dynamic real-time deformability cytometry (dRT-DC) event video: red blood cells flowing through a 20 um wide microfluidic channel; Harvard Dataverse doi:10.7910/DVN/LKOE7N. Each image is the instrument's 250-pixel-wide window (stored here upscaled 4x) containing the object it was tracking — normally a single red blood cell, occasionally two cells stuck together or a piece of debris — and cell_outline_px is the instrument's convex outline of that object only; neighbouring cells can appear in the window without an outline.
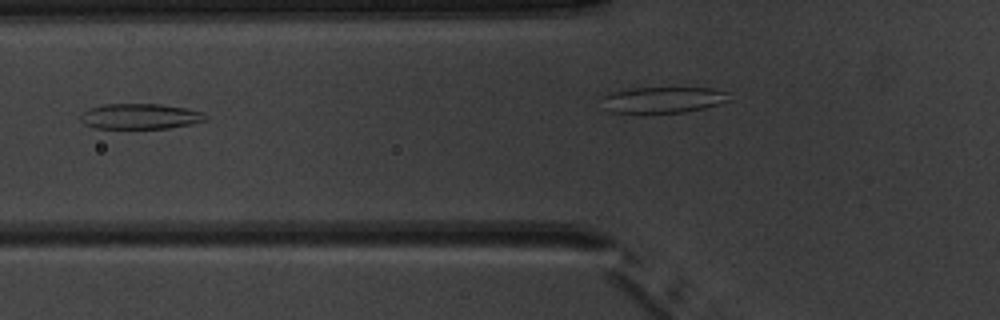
{"species": "common noctule bat (a hibernating species)", "species_latin": "Nyctalus noctula", "temperature_condition": "warm", "stored_images_in_passage": 8, "camera_frame_rate_fps": 3000, "um_per_image_px": 0.085, "animal": {"sex": "male", "body_mass_g": 20.1, "forearm_length_mm": 53.5}, "frame": {"image": 1, "passage_image": 5, "time_ms": 5.667, "image_size_px": [1000, 320], "cell_outline_px": [[208, 120], [192, 124], [168, 128], [96, 128], [84, 124], [80, 120], [80, 112], [88, 108], [104, 104], [160, 104], [188, 108], [204, 112]], "centroid_in_image_um": [11.91, 9.88], "position_along_channel_um": 113.9, "area_um2": 18.79}}
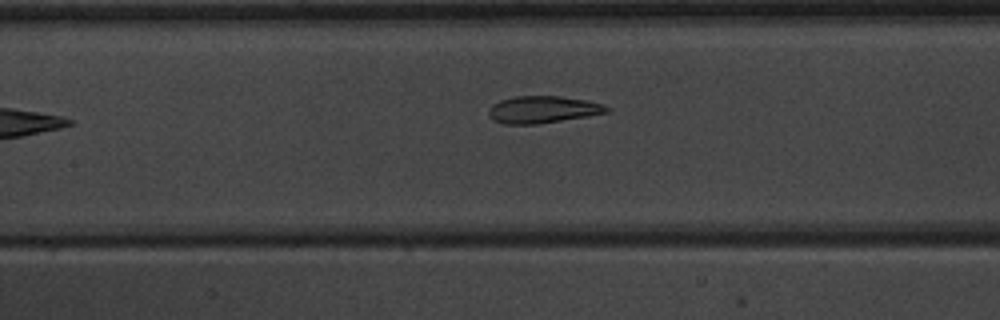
{"frame": {"image": 2, "passage_image": 7, "time_ms": 8.0, "image_size_px": [1000, 320], "cell_outline_px": [[612, 108], [608, 112], [536, 124], [504, 124], [492, 120], [488, 116], [488, 108], [492, 104], [500, 100], [516, 96], [560, 96], [584, 100], [600, 104]], "centroid_in_image_um": [46.05, 9.31], "position_along_channel_um": 161.3, "area_um2": 18.44}}
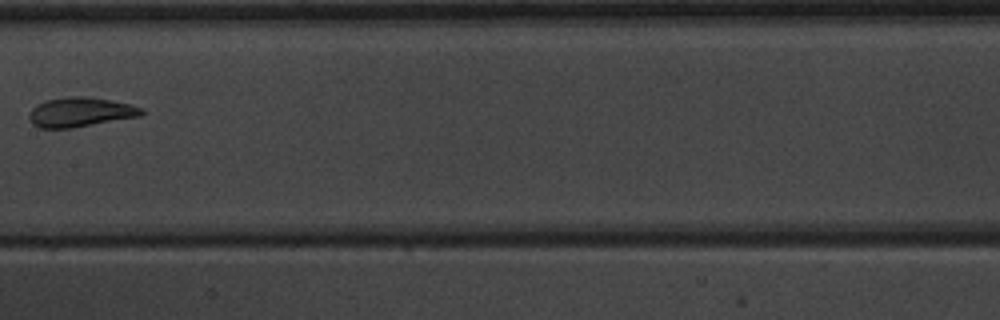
{"frame": {"image": 3, "passage_image": 8, "time_ms": 9.0, "image_size_px": [1000, 320], "cell_outline_px": [[144, 112], [140, 116], [72, 128], [40, 128], [32, 124], [28, 120], [28, 112], [36, 104], [44, 100], [68, 96], [88, 96], [132, 104], [144, 108]], "centroid_in_image_um": [6.8, 9.52], "position_along_channel_um": 200.6, "area_um2": 19.65}}